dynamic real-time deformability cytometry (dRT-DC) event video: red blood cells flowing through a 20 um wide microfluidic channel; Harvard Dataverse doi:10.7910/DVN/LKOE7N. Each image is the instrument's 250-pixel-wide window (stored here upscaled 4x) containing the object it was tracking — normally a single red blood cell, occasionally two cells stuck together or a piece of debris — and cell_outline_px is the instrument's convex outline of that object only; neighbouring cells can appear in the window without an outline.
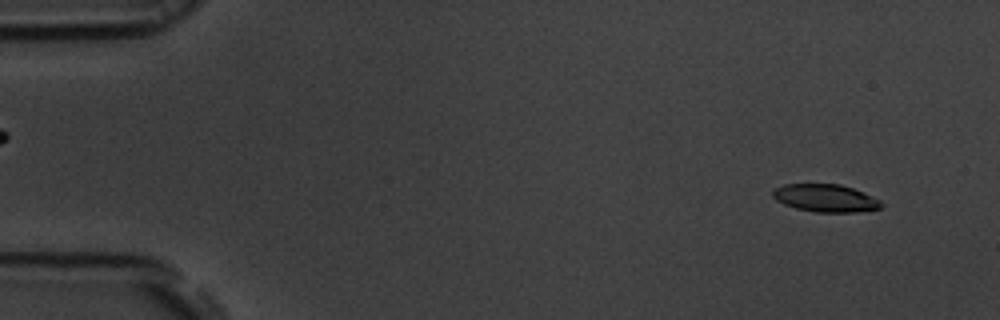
{"species": "common noctule bat (a hibernating species)", "species_latin": "Nyctalus noctula", "temperature_condition": "room temperature", "stored_images_in_passage": 54, "camera_frame_rate_fps": 3000, "um_per_image_px": 0.085, "animal": {"sex": "male", "body_mass_g": 19.5, "forearm_length_mm": 54.6}, "frame": {"image": 1, "passage_image": 4, "time_ms": 1.0, "image_size_px": [1000, 320], "cell_outline_px": [[884, 204], [880, 208], [856, 212], [816, 212], [796, 208], [784, 204], [776, 200], [772, 196], [772, 192], [776, 188], [784, 184], [840, 184], [864, 192], [880, 200]], "centroid_in_image_um": [70.17, 16.83], "position_along_channel_um": 14.8, "area_um2": 17.46}}
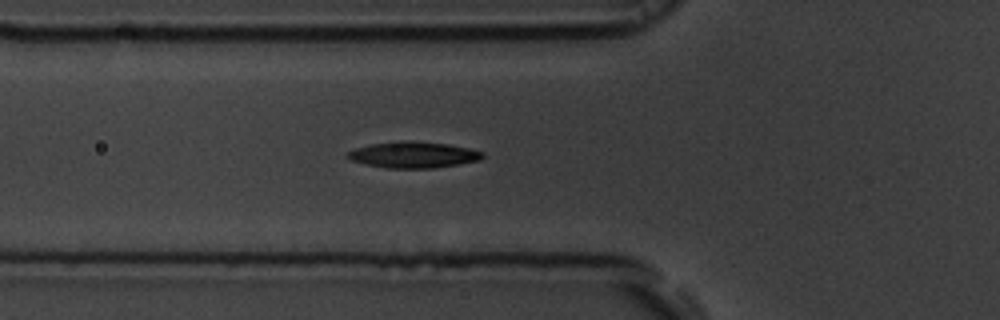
{"frame": {"image": 2, "passage_image": 19, "time_ms": 6.0, "image_size_px": [1000, 320], "cell_outline_px": [[484, 156], [480, 160], [432, 168], [388, 168], [364, 164], [352, 160], [344, 156], [348, 152], [356, 148], [372, 144], [400, 140], [448, 144], [468, 148], [484, 152]], "centroid_in_image_um": [35.11, 13.16], "position_along_channel_um": 90.7, "area_um2": 20.4}}
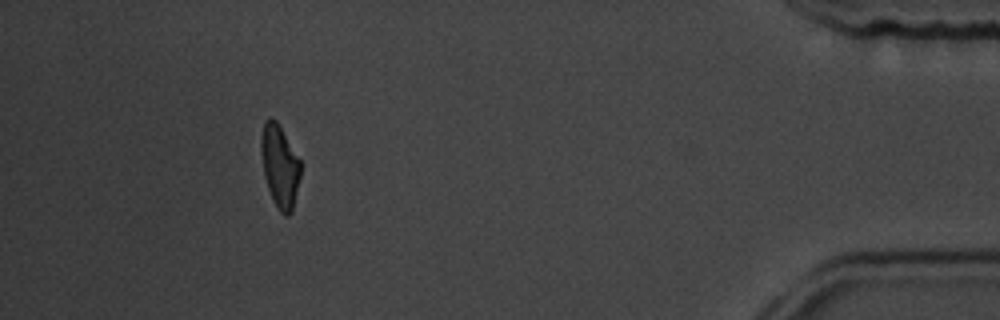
{"frame": {"image": 3, "passage_image": 49, "time_ms": 16.0, "image_size_px": [1000, 320], "cell_outline_px": [[300, 176], [292, 212], [288, 216], [284, 216], [276, 208], [272, 200], [264, 176], [260, 152], [260, 140], [264, 120], [276, 120], [300, 160]], "centroid_in_image_um": [23.76, 14.17], "position_along_channel_um": 411.4, "area_um2": 18.96}, "authors_computed_cell_mechanics": {"area_um2": 19.5942, "velocity_mm_per_s": 3.8036, "shape_relaxation_time_tau1_ms": 3.3295, "shape_relaxation_time_tau2_ms": 4.388, "deformation_change_tau1": 0.1491, "deformation_change_tau2": 0.1195}}